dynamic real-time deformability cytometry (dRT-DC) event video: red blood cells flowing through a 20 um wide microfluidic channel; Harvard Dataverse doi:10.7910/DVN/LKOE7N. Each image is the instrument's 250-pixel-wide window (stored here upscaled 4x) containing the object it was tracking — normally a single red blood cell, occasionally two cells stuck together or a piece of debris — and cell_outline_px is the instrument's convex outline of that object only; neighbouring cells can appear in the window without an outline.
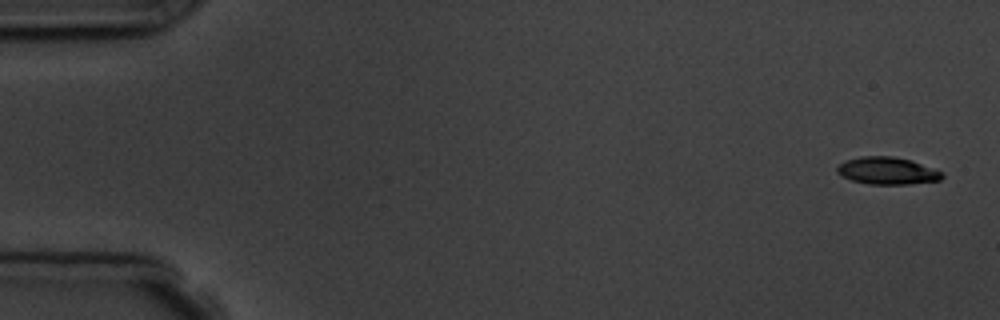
{"species": "common noctule bat (a hibernating species)", "species_latin": "Nyctalus noctula", "temperature_condition": "room temperature", "stored_images_in_passage": 5, "camera_frame_rate_fps": 3000, "um_per_image_px": 0.085, "animal": {"sex": "male", "body_mass_g": 19.5, "forearm_length_mm": 54.6}, "frame": {"image": 1, "passage_image": 1, "time_ms": 0.0, "image_size_px": [1000, 320], "cell_outline_px": [[944, 176], [940, 180], [908, 184], [868, 184], [852, 180], [840, 176], [836, 172], [836, 168], [844, 160], [860, 156], [892, 156], [912, 160], [944, 172]], "centroid_in_image_um": [75.41, 14.51], "position_along_channel_um": 9.6, "area_um2": 16.88}}
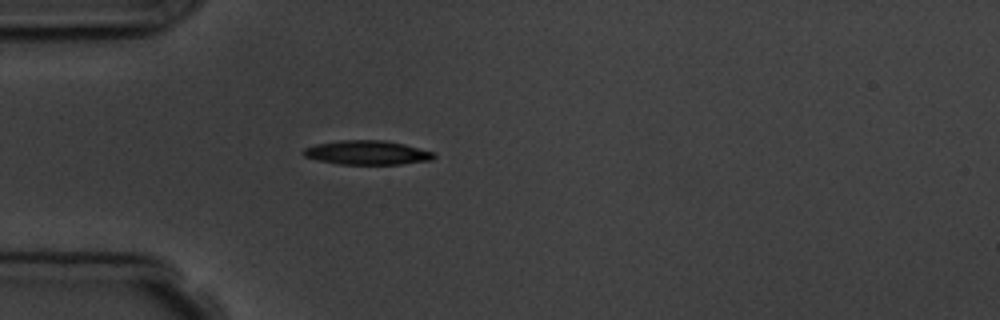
{"frame": {"image": 2, "passage_image": 5, "time_ms": 4.667, "image_size_px": [1000, 320], "cell_outline_px": [[436, 156], [432, 160], [400, 164], [336, 164], [316, 160], [304, 156], [300, 152], [304, 148], [316, 144], [340, 140], [384, 140], [404, 144], [432, 152]], "centroid_in_image_um": [31.15, 12.97], "position_along_channel_um": 53.9, "area_um2": 18.38}}